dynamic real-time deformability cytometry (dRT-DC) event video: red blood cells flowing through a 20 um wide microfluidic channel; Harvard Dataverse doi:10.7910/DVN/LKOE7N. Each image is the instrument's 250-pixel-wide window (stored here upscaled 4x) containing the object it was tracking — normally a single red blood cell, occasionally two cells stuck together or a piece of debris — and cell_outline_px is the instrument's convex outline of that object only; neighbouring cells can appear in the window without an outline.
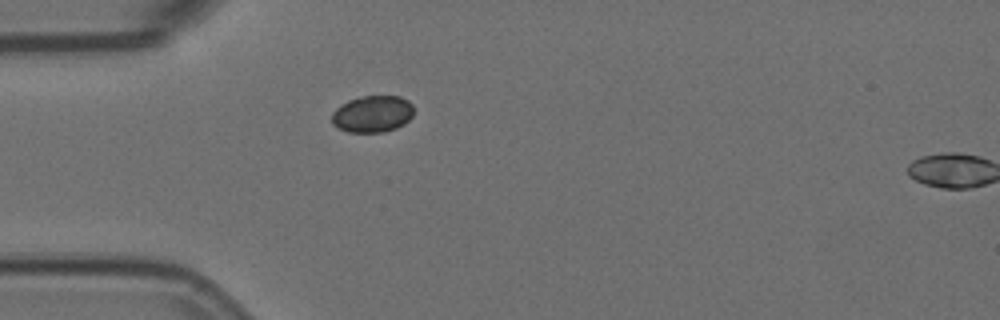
{"species": "Egyptian fruit bat (a non-hibernating species)", "species_latin": "Rousettus aegyptiacus", "temperature_condition": "room temperature", "stored_images_in_passage": 2, "segment_of_instrument_passage": [1, 2], "camera_frame_rate_fps": 3000, "um_per_image_px": 0.085, "animal": {"sex": "female"}, "frame": {"image": 1, "passage_image": 1, "time_ms": 0.0, "image_size_px": [1000, 320], "cell_outline_px": [[412, 116], [404, 124], [396, 128], [384, 132], [348, 132], [332, 124], [332, 112], [340, 104], [348, 100], [364, 96], [400, 96], [408, 100], [412, 104]], "centroid_in_image_um": [31.65, 9.68], "position_along_channel_um": 53.3, "area_um2": 17.57}}